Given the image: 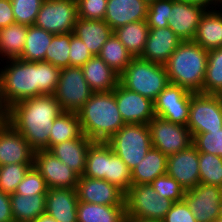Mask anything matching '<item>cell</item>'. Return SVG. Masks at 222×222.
<instances>
[{"label": "cell", "mask_w": 222, "mask_h": 222, "mask_svg": "<svg viewBox=\"0 0 222 222\" xmlns=\"http://www.w3.org/2000/svg\"><path fill=\"white\" fill-rule=\"evenodd\" d=\"M0 69L2 97L8 108L22 100L53 95L61 69L49 62L8 59Z\"/></svg>", "instance_id": "6da1fadb"}, {"label": "cell", "mask_w": 222, "mask_h": 222, "mask_svg": "<svg viewBox=\"0 0 222 222\" xmlns=\"http://www.w3.org/2000/svg\"><path fill=\"white\" fill-rule=\"evenodd\" d=\"M64 112L54 95H40L9 107L8 123L30 144L34 151L48 150L54 119Z\"/></svg>", "instance_id": "7a4b0ae2"}, {"label": "cell", "mask_w": 222, "mask_h": 222, "mask_svg": "<svg viewBox=\"0 0 222 222\" xmlns=\"http://www.w3.org/2000/svg\"><path fill=\"white\" fill-rule=\"evenodd\" d=\"M77 113L82 133L92 141L106 142L125 125L113 91L93 92Z\"/></svg>", "instance_id": "3957f363"}, {"label": "cell", "mask_w": 222, "mask_h": 222, "mask_svg": "<svg viewBox=\"0 0 222 222\" xmlns=\"http://www.w3.org/2000/svg\"><path fill=\"white\" fill-rule=\"evenodd\" d=\"M208 50L193 41H182L164 64L169 83L193 93H203Z\"/></svg>", "instance_id": "277c9868"}, {"label": "cell", "mask_w": 222, "mask_h": 222, "mask_svg": "<svg viewBox=\"0 0 222 222\" xmlns=\"http://www.w3.org/2000/svg\"><path fill=\"white\" fill-rule=\"evenodd\" d=\"M119 83L131 90L155 101L157 96L169 84L166 68L163 64L133 58L119 76Z\"/></svg>", "instance_id": "5b68a950"}, {"label": "cell", "mask_w": 222, "mask_h": 222, "mask_svg": "<svg viewBox=\"0 0 222 222\" xmlns=\"http://www.w3.org/2000/svg\"><path fill=\"white\" fill-rule=\"evenodd\" d=\"M106 142L131 171L153 148L148 124H125Z\"/></svg>", "instance_id": "8992f818"}, {"label": "cell", "mask_w": 222, "mask_h": 222, "mask_svg": "<svg viewBox=\"0 0 222 222\" xmlns=\"http://www.w3.org/2000/svg\"><path fill=\"white\" fill-rule=\"evenodd\" d=\"M173 203L150 184L132 185L125 193L126 216L133 218L162 221Z\"/></svg>", "instance_id": "52a82bcc"}, {"label": "cell", "mask_w": 222, "mask_h": 222, "mask_svg": "<svg viewBox=\"0 0 222 222\" xmlns=\"http://www.w3.org/2000/svg\"><path fill=\"white\" fill-rule=\"evenodd\" d=\"M92 94L81 67L69 66L61 69L53 95L63 111L78 112Z\"/></svg>", "instance_id": "ba28073f"}, {"label": "cell", "mask_w": 222, "mask_h": 222, "mask_svg": "<svg viewBox=\"0 0 222 222\" xmlns=\"http://www.w3.org/2000/svg\"><path fill=\"white\" fill-rule=\"evenodd\" d=\"M187 127L192 134L222 129V96L193 93Z\"/></svg>", "instance_id": "9c48e42d"}, {"label": "cell", "mask_w": 222, "mask_h": 222, "mask_svg": "<svg viewBox=\"0 0 222 222\" xmlns=\"http://www.w3.org/2000/svg\"><path fill=\"white\" fill-rule=\"evenodd\" d=\"M78 19L76 0H44L34 26L54 35L74 31Z\"/></svg>", "instance_id": "30bf717a"}, {"label": "cell", "mask_w": 222, "mask_h": 222, "mask_svg": "<svg viewBox=\"0 0 222 222\" xmlns=\"http://www.w3.org/2000/svg\"><path fill=\"white\" fill-rule=\"evenodd\" d=\"M152 147L169 156L187 149L193 137L187 126L154 116L148 123Z\"/></svg>", "instance_id": "8fae6325"}, {"label": "cell", "mask_w": 222, "mask_h": 222, "mask_svg": "<svg viewBox=\"0 0 222 222\" xmlns=\"http://www.w3.org/2000/svg\"><path fill=\"white\" fill-rule=\"evenodd\" d=\"M192 94L179 85L169 83L153 102L155 116L187 126Z\"/></svg>", "instance_id": "7c38bea8"}, {"label": "cell", "mask_w": 222, "mask_h": 222, "mask_svg": "<svg viewBox=\"0 0 222 222\" xmlns=\"http://www.w3.org/2000/svg\"><path fill=\"white\" fill-rule=\"evenodd\" d=\"M33 166L45 179L46 185L51 188L76 189L79 175L67 167L48 150H39L34 153Z\"/></svg>", "instance_id": "4fadbf2b"}, {"label": "cell", "mask_w": 222, "mask_h": 222, "mask_svg": "<svg viewBox=\"0 0 222 222\" xmlns=\"http://www.w3.org/2000/svg\"><path fill=\"white\" fill-rule=\"evenodd\" d=\"M112 91L125 124H148L155 116L154 103L150 99L128 90L120 83Z\"/></svg>", "instance_id": "5bb4252c"}, {"label": "cell", "mask_w": 222, "mask_h": 222, "mask_svg": "<svg viewBox=\"0 0 222 222\" xmlns=\"http://www.w3.org/2000/svg\"><path fill=\"white\" fill-rule=\"evenodd\" d=\"M183 200L187 203L197 222H213L219 216L222 188L200 183L193 189L186 191Z\"/></svg>", "instance_id": "9a60e30c"}, {"label": "cell", "mask_w": 222, "mask_h": 222, "mask_svg": "<svg viewBox=\"0 0 222 222\" xmlns=\"http://www.w3.org/2000/svg\"><path fill=\"white\" fill-rule=\"evenodd\" d=\"M76 193L78 200L81 202L108 206H126L125 193L116 185L104 179L79 176Z\"/></svg>", "instance_id": "2e32d148"}, {"label": "cell", "mask_w": 222, "mask_h": 222, "mask_svg": "<svg viewBox=\"0 0 222 222\" xmlns=\"http://www.w3.org/2000/svg\"><path fill=\"white\" fill-rule=\"evenodd\" d=\"M166 174L177 181L185 191L200 184L199 152L191 145L168 156Z\"/></svg>", "instance_id": "e0dca14e"}, {"label": "cell", "mask_w": 222, "mask_h": 222, "mask_svg": "<svg viewBox=\"0 0 222 222\" xmlns=\"http://www.w3.org/2000/svg\"><path fill=\"white\" fill-rule=\"evenodd\" d=\"M207 9L197 3L172 0L168 26L182 41H192Z\"/></svg>", "instance_id": "ac0fdd59"}, {"label": "cell", "mask_w": 222, "mask_h": 222, "mask_svg": "<svg viewBox=\"0 0 222 222\" xmlns=\"http://www.w3.org/2000/svg\"><path fill=\"white\" fill-rule=\"evenodd\" d=\"M35 151L9 123L0 125V166L33 164Z\"/></svg>", "instance_id": "d6986e66"}, {"label": "cell", "mask_w": 222, "mask_h": 222, "mask_svg": "<svg viewBox=\"0 0 222 222\" xmlns=\"http://www.w3.org/2000/svg\"><path fill=\"white\" fill-rule=\"evenodd\" d=\"M181 42L182 40L169 26L149 28L147 41L140 58L164 65Z\"/></svg>", "instance_id": "ffe728a7"}, {"label": "cell", "mask_w": 222, "mask_h": 222, "mask_svg": "<svg viewBox=\"0 0 222 222\" xmlns=\"http://www.w3.org/2000/svg\"><path fill=\"white\" fill-rule=\"evenodd\" d=\"M76 189H48L45 202V214L57 222H78Z\"/></svg>", "instance_id": "44dd1931"}, {"label": "cell", "mask_w": 222, "mask_h": 222, "mask_svg": "<svg viewBox=\"0 0 222 222\" xmlns=\"http://www.w3.org/2000/svg\"><path fill=\"white\" fill-rule=\"evenodd\" d=\"M146 5L142 0H108L104 21L113 29L131 22L147 19Z\"/></svg>", "instance_id": "7402d4cb"}, {"label": "cell", "mask_w": 222, "mask_h": 222, "mask_svg": "<svg viewBox=\"0 0 222 222\" xmlns=\"http://www.w3.org/2000/svg\"><path fill=\"white\" fill-rule=\"evenodd\" d=\"M93 142L83 134L79 138L54 145L49 152L79 176H82L85 170L87 151Z\"/></svg>", "instance_id": "603a6c76"}, {"label": "cell", "mask_w": 222, "mask_h": 222, "mask_svg": "<svg viewBox=\"0 0 222 222\" xmlns=\"http://www.w3.org/2000/svg\"><path fill=\"white\" fill-rule=\"evenodd\" d=\"M81 68L93 92L112 91L119 84L120 75L98 55L92 56Z\"/></svg>", "instance_id": "cb8c5ba5"}, {"label": "cell", "mask_w": 222, "mask_h": 222, "mask_svg": "<svg viewBox=\"0 0 222 222\" xmlns=\"http://www.w3.org/2000/svg\"><path fill=\"white\" fill-rule=\"evenodd\" d=\"M192 41L206 50L222 47V8L206 10Z\"/></svg>", "instance_id": "d4e9b609"}, {"label": "cell", "mask_w": 222, "mask_h": 222, "mask_svg": "<svg viewBox=\"0 0 222 222\" xmlns=\"http://www.w3.org/2000/svg\"><path fill=\"white\" fill-rule=\"evenodd\" d=\"M73 33L85 43L93 55H98L113 34V29L104 20H85L78 17Z\"/></svg>", "instance_id": "484cf974"}, {"label": "cell", "mask_w": 222, "mask_h": 222, "mask_svg": "<svg viewBox=\"0 0 222 222\" xmlns=\"http://www.w3.org/2000/svg\"><path fill=\"white\" fill-rule=\"evenodd\" d=\"M168 156L151 148L143 161L132 170V185L150 184L158 176L166 174Z\"/></svg>", "instance_id": "4316f807"}, {"label": "cell", "mask_w": 222, "mask_h": 222, "mask_svg": "<svg viewBox=\"0 0 222 222\" xmlns=\"http://www.w3.org/2000/svg\"><path fill=\"white\" fill-rule=\"evenodd\" d=\"M10 199L14 222H33L45 214L46 194L23 196L13 193Z\"/></svg>", "instance_id": "83f0119b"}, {"label": "cell", "mask_w": 222, "mask_h": 222, "mask_svg": "<svg viewBox=\"0 0 222 222\" xmlns=\"http://www.w3.org/2000/svg\"><path fill=\"white\" fill-rule=\"evenodd\" d=\"M126 206H108L78 201V222H124Z\"/></svg>", "instance_id": "f1b7e54d"}, {"label": "cell", "mask_w": 222, "mask_h": 222, "mask_svg": "<svg viewBox=\"0 0 222 222\" xmlns=\"http://www.w3.org/2000/svg\"><path fill=\"white\" fill-rule=\"evenodd\" d=\"M133 58L141 57L147 41L149 26L147 21L131 22L113 30Z\"/></svg>", "instance_id": "f546056e"}, {"label": "cell", "mask_w": 222, "mask_h": 222, "mask_svg": "<svg viewBox=\"0 0 222 222\" xmlns=\"http://www.w3.org/2000/svg\"><path fill=\"white\" fill-rule=\"evenodd\" d=\"M83 135L77 112H62L54 119L48 141V151L56 144L73 140Z\"/></svg>", "instance_id": "4dcf8cb0"}, {"label": "cell", "mask_w": 222, "mask_h": 222, "mask_svg": "<svg viewBox=\"0 0 222 222\" xmlns=\"http://www.w3.org/2000/svg\"><path fill=\"white\" fill-rule=\"evenodd\" d=\"M27 30L28 25L19 23L0 29V58L17 59L22 55Z\"/></svg>", "instance_id": "1f68e13d"}, {"label": "cell", "mask_w": 222, "mask_h": 222, "mask_svg": "<svg viewBox=\"0 0 222 222\" xmlns=\"http://www.w3.org/2000/svg\"><path fill=\"white\" fill-rule=\"evenodd\" d=\"M53 36L54 34L44 29L28 26L24 50L19 58L30 62L45 61L46 50Z\"/></svg>", "instance_id": "d6a6232c"}, {"label": "cell", "mask_w": 222, "mask_h": 222, "mask_svg": "<svg viewBox=\"0 0 222 222\" xmlns=\"http://www.w3.org/2000/svg\"><path fill=\"white\" fill-rule=\"evenodd\" d=\"M98 56L119 75L133 59V56L114 33L102 46Z\"/></svg>", "instance_id": "836d02e7"}, {"label": "cell", "mask_w": 222, "mask_h": 222, "mask_svg": "<svg viewBox=\"0 0 222 222\" xmlns=\"http://www.w3.org/2000/svg\"><path fill=\"white\" fill-rule=\"evenodd\" d=\"M107 161L108 143L94 141L87 151L85 170L82 176L104 179L106 177Z\"/></svg>", "instance_id": "e575fe53"}, {"label": "cell", "mask_w": 222, "mask_h": 222, "mask_svg": "<svg viewBox=\"0 0 222 222\" xmlns=\"http://www.w3.org/2000/svg\"><path fill=\"white\" fill-rule=\"evenodd\" d=\"M203 93L222 94V47L208 50Z\"/></svg>", "instance_id": "d590c367"}, {"label": "cell", "mask_w": 222, "mask_h": 222, "mask_svg": "<svg viewBox=\"0 0 222 222\" xmlns=\"http://www.w3.org/2000/svg\"><path fill=\"white\" fill-rule=\"evenodd\" d=\"M104 180L116 185L124 193L132 186V171L121 158L113 152L109 144L106 177Z\"/></svg>", "instance_id": "8d00e7d4"}, {"label": "cell", "mask_w": 222, "mask_h": 222, "mask_svg": "<svg viewBox=\"0 0 222 222\" xmlns=\"http://www.w3.org/2000/svg\"><path fill=\"white\" fill-rule=\"evenodd\" d=\"M73 32L54 35L46 50L45 62L63 69L70 66L69 52Z\"/></svg>", "instance_id": "74e56055"}, {"label": "cell", "mask_w": 222, "mask_h": 222, "mask_svg": "<svg viewBox=\"0 0 222 222\" xmlns=\"http://www.w3.org/2000/svg\"><path fill=\"white\" fill-rule=\"evenodd\" d=\"M200 183L222 188V157L199 153Z\"/></svg>", "instance_id": "f35d334b"}, {"label": "cell", "mask_w": 222, "mask_h": 222, "mask_svg": "<svg viewBox=\"0 0 222 222\" xmlns=\"http://www.w3.org/2000/svg\"><path fill=\"white\" fill-rule=\"evenodd\" d=\"M33 164H8L0 166V190L7 194L15 193L18 184L24 179Z\"/></svg>", "instance_id": "ab89813d"}, {"label": "cell", "mask_w": 222, "mask_h": 222, "mask_svg": "<svg viewBox=\"0 0 222 222\" xmlns=\"http://www.w3.org/2000/svg\"><path fill=\"white\" fill-rule=\"evenodd\" d=\"M44 0H11L16 23L34 25Z\"/></svg>", "instance_id": "60d3db41"}, {"label": "cell", "mask_w": 222, "mask_h": 222, "mask_svg": "<svg viewBox=\"0 0 222 222\" xmlns=\"http://www.w3.org/2000/svg\"><path fill=\"white\" fill-rule=\"evenodd\" d=\"M192 145L199 153L222 157V129L194 135Z\"/></svg>", "instance_id": "b9f144b4"}, {"label": "cell", "mask_w": 222, "mask_h": 222, "mask_svg": "<svg viewBox=\"0 0 222 222\" xmlns=\"http://www.w3.org/2000/svg\"><path fill=\"white\" fill-rule=\"evenodd\" d=\"M150 185L160 197L168 198L173 202L182 201L186 193L184 188L167 174L158 176Z\"/></svg>", "instance_id": "7bdbcfd3"}, {"label": "cell", "mask_w": 222, "mask_h": 222, "mask_svg": "<svg viewBox=\"0 0 222 222\" xmlns=\"http://www.w3.org/2000/svg\"><path fill=\"white\" fill-rule=\"evenodd\" d=\"M172 0H157L148 6L147 24L149 28H165L169 25Z\"/></svg>", "instance_id": "ee69618b"}, {"label": "cell", "mask_w": 222, "mask_h": 222, "mask_svg": "<svg viewBox=\"0 0 222 222\" xmlns=\"http://www.w3.org/2000/svg\"><path fill=\"white\" fill-rule=\"evenodd\" d=\"M48 189L45 179L35 167L32 166L26 173L24 179L18 184L15 193L23 196H34L36 194H47Z\"/></svg>", "instance_id": "f6af8a7d"}, {"label": "cell", "mask_w": 222, "mask_h": 222, "mask_svg": "<svg viewBox=\"0 0 222 222\" xmlns=\"http://www.w3.org/2000/svg\"><path fill=\"white\" fill-rule=\"evenodd\" d=\"M78 17L85 20H104L108 0H76Z\"/></svg>", "instance_id": "bcb514c9"}, {"label": "cell", "mask_w": 222, "mask_h": 222, "mask_svg": "<svg viewBox=\"0 0 222 222\" xmlns=\"http://www.w3.org/2000/svg\"><path fill=\"white\" fill-rule=\"evenodd\" d=\"M92 56L94 55L88 50L85 43L73 34L70 41V66L82 67Z\"/></svg>", "instance_id": "7dc6e473"}, {"label": "cell", "mask_w": 222, "mask_h": 222, "mask_svg": "<svg viewBox=\"0 0 222 222\" xmlns=\"http://www.w3.org/2000/svg\"><path fill=\"white\" fill-rule=\"evenodd\" d=\"M162 222H197L187 203L182 200L174 202Z\"/></svg>", "instance_id": "c3c4849f"}, {"label": "cell", "mask_w": 222, "mask_h": 222, "mask_svg": "<svg viewBox=\"0 0 222 222\" xmlns=\"http://www.w3.org/2000/svg\"><path fill=\"white\" fill-rule=\"evenodd\" d=\"M16 23L11 0H0V29Z\"/></svg>", "instance_id": "681fc988"}, {"label": "cell", "mask_w": 222, "mask_h": 222, "mask_svg": "<svg viewBox=\"0 0 222 222\" xmlns=\"http://www.w3.org/2000/svg\"><path fill=\"white\" fill-rule=\"evenodd\" d=\"M0 222H14L10 194L0 190Z\"/></svg>", "instance_id": "f907efd6"}, {"label": "cell", "mask_w": 222, "mask_h": 222, "mask_svg": "<svg viewBox=\"0 0 222 222\" xmlns=\"http://www.w3.org/2000/svg\"><path fill=\"white\" fill-rule=\"evenodd\" d=\"M8 111L9 108L5 104L2 97L1 83H0V125L8 123Z\"/></svg>", "instance_id": "816d5d0a"}, {"label": "cell", "mask_w": 222, "mask_h": 222, "mask_svg": "<svg viewBox=\"0 0 222 222\" xmlns=\"http://www.w3.org/2000/svg\"><path fill=\"white\" fill-rule=\"evenodd\" d=\"M124 222H162L160 220L138 219L126 216Z\"/></svg>", "instance_id": "f5cc1de1"}, {"label": "cell", "mask_w": 222, "mask_h": 222, "mask_svg": "<svg viewBox=\"0 0 222 222\" xmlns=\"http://www.w3.org/2000/svg\"><path fill=\"white\" fill-rule=\"evenodd\" d=\"M33 222H57L53 218L49 217L48 215L44 214L39 216L36 220Z\"/></svg>", "instance_id": "db71d44e"}, {"label": "cell", "mask_w": 222, "mask_h": 222, "mask_svg": "<svg viewBox=\"0 0 222 222\" xmlns=\"http://www.w3.org/2000/svg\"><path fill=\"white\" fill-rule=\"evenodd\" d=\"M190 3H197L203 6H206L209 9V1L208 0H181Z\"/></svg>", "instance_id": "11a10c76"}, {"label": "cell", "mask_w": 222, "mask_h": 222, "mask_svg": "<svg viewBox=\"0 0 222 222\" xmlns=\"http://www.w3.org/2000/svg\"><path fill=\"white\" fill-rule=\"evenodd\" d=\"M209 1V8H215L218 6V8H222V0H208ZM214 5V6H213Z\"/></svg>", "instance_id": "9f6ffc18"}, {"label": "cell", "mask_w": 222, "mask_h": 222, "mask_svg": "<svg viewBox=\"0 0 222 222\" xmlns=\"http://www.w3.org/2000/svg\"><path fill=\"white\" fill-rule=\"evenodd\" d=\"M146 5H150L152 3H155L157 0H142Z\"/></svg>", "instance_id": "6f0895ef"}, {"label": "cell", "mask_w": 222, "mask_h": 222, "mask_svg": "<svg viewBox=\"0 0 222 222\" xmlns=\"http://www.w3.org/2000/svg\"><path fill=\"white\" fill-rule=\"evenodd\" d=\"M219 219H222V201H221V204H220V207H219V216H218Z\"/></svg>", "instance_id": "680465c9"}, {"label": "cell", "mask_w": 222, "mask_h": 222, "mask_svg": "<svg viewBox=\"0 0 222 222\" xmlns=\"http://www.w3.org/2000/svg\"><path fill=\"white\" fill-rule=\"evenodd\" d=\"M213 222H222V219L216 218Z\"/></svg>", "instance_id": "91938a15"}]
</instances>
